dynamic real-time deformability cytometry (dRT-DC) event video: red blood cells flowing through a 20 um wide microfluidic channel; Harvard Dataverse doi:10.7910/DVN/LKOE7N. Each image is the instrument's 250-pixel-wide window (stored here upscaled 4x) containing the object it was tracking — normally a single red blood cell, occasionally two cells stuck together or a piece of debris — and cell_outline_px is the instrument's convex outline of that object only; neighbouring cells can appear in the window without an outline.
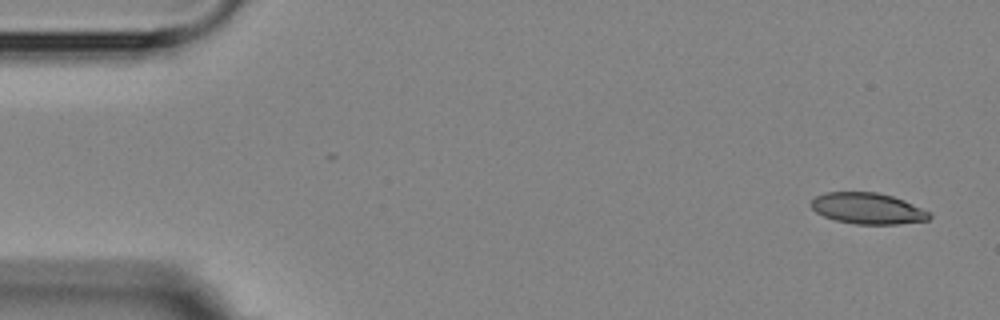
{"species": "Egyptian fruit bat (a non-hibernating species)", "species_latin": "Rousettus aegyptiacus", "temperature_condition": "room temperature", "stored_images_in_passage": 4, "camera_frame_rate_fps": 3000, "um_per_image_px": 0.085, "animal": {"sex": "female"}, "frame": {"image": 1, "passage_image": 1, "time_ms": 0.0, "image_size_px": [1000, 320], "cell_outline_px": [[932, 216], [928, 220], [896, 224], [856, 224], [836, 220], [824, 216], [816, 212], [808, 204], [816, 196], [824, 192], [876, 192], [892, 196], [904, 200], [928, 212]], "centroid_in_image_um": [73.71, 17.71], "position_along_channel_um": 11.3, "area_um2": 21.33}}
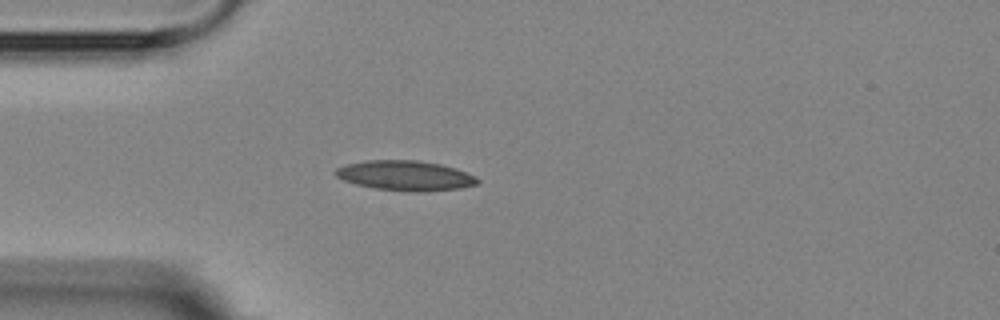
{"frame": {"image": 2, "passage_image": 4, "time_ms": 4.0, "image_size_px": [1000, 320], "cell_outline_px": [[480, 184], [460, 188], [424, 192], [416, 192], [376, 188], [356, 184], [344, 180], [336, 176], [332, 172], [336, 168], [348, 164], [368, 160], [416, 160], [440, 164], [456, 168], [480, 180]], "centroid_in_image_um": [34.45, 14.93], "position_along_channel_um": 50.5, "area_um2": 24.62}}